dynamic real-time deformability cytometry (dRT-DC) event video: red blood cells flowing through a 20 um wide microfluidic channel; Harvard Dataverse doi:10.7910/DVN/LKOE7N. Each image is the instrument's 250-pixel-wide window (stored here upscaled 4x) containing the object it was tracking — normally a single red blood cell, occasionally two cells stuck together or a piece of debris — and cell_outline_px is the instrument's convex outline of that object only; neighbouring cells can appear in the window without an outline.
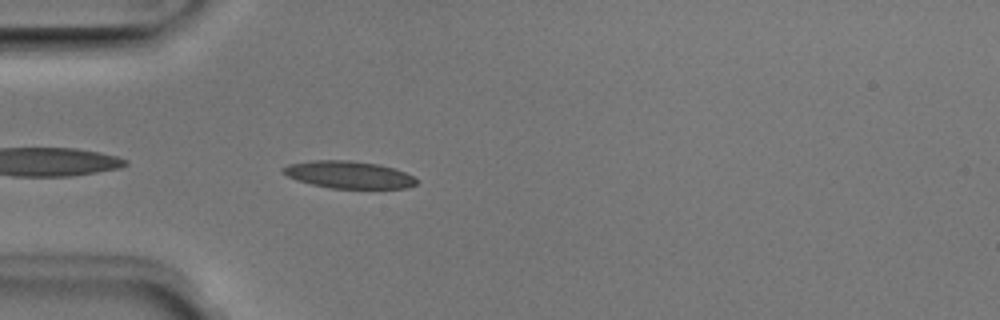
{"species": "Egyptian fruit bat (a non-hibernating species)", "species_latin": "Rousettus aegyptiacus", "temperature_condition": "room temperature", "stored_images_in_passage": 38, "camera_frame_rate_fps": 3000, "um_per_image_px": 0.085, "animal": {"sex": "male"}, "frame": {"image": 1, "passage_image": 2, "time_ms": 0.333, "image_size_px": [1000, 320], "cell_outline_px": [[420, 180], [416, 184], [408, 188], [328, 188], [296, 180], [280, 172], [280, 168], [288, 164], [312, 160], [348, 160], [380, 164], [404, 172]], "centroid_in_image_um": [29.61, 14.84], "position_along_channel_um": 55.4, "area_um2": 21.33}}
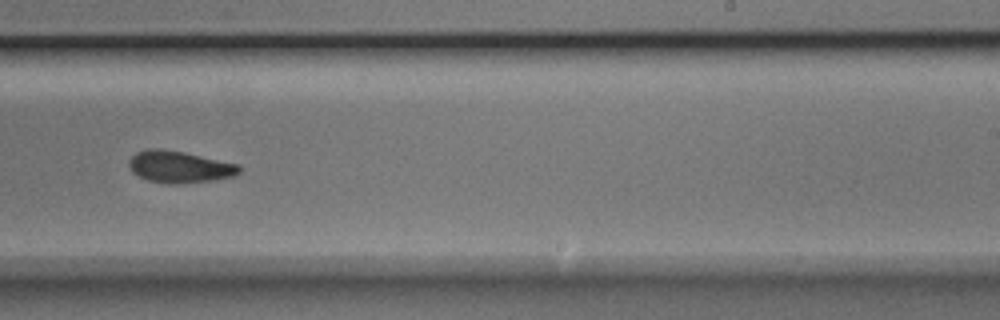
{"frame": {"image": 2, "passage_image": 19, "time_ms": 6.0, "image_size_px": [1000, 320], "cell_outline_px": [[240, 172], [236, 176], [212, 180], [176, 184], [168, 184], [148, 180], [132, 172], [128, 164], [128, 160], [136, 152], [148, 148], [160, 148], [184, 152], [240, 164]], "centroid_in_image_um": [15.26, 14.17], "position_along_channel_um": 273.7, "area_um2": 20.58}}
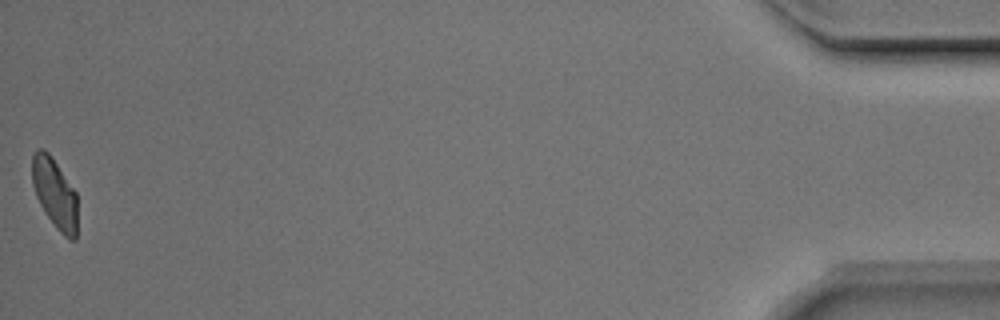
{"frame": {"image": 3, "passage_image": 38, "time_ms": 12.333, "image_size_px": [1000, 320], "cell_outline_px": [[76, 240], [68, 240], [56, 228], [44, 212], [36, 196], [32, 184], [32, 156], [36, 148], [44, 148], [48, 152], [76, 192]], "centroid_in_image_um": [4.63, 16.43], "position_along_channel_um": 430.6, "area_um2": 18.44}, "authors_computed_cell_mechanics": {"area_um2": 20.4323, "velocity_mm_per_s": 3.9861, "shape_relaxation_time_tau1_ms": 2.512, "shape_relaxation_time_tau2_ms": 2.1492, "deformation_change_tau1": 0.129, "deformation_change_tau2": 0.0835}}